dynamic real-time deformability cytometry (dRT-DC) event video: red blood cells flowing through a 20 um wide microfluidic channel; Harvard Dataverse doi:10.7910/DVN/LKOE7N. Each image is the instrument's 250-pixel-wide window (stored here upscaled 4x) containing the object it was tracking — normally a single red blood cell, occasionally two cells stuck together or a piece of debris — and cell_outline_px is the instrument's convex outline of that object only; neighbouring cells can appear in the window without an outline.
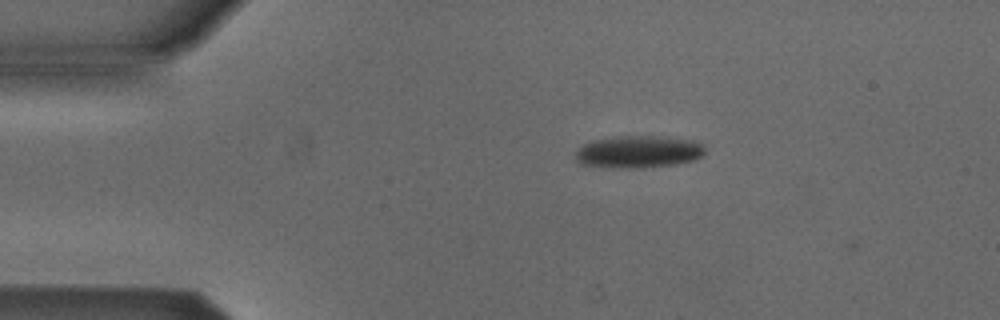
{"species": "Egyptian fruit bat (a non-hibernating species)", "species_latin": "Rousettus aegyptiacus", "temperature_condition": "cold", "stored_images_in_passage": 43, "camera_frame_rate_fps": 3000, "um_per_image_px": 0.085, "animal": {"sex": "male"}, "frame": {"image": 1, "passage_image": 2, "time_ms": 0.333, "image_size_px": [1000, 320], "cell_outline_px": [[704, 156], [692, 160], [676, 164], [644, 168], [604, 168], [580, 164], [576, 160], [576, 152], [584, 144], [592, 140], [616, 136], [664, 136], [696, 140], [704, 144]], "centroid_in_image_um": [54.29, 12.9], "position_along_channel_um": 30.7, "area_um2": 24.85}}
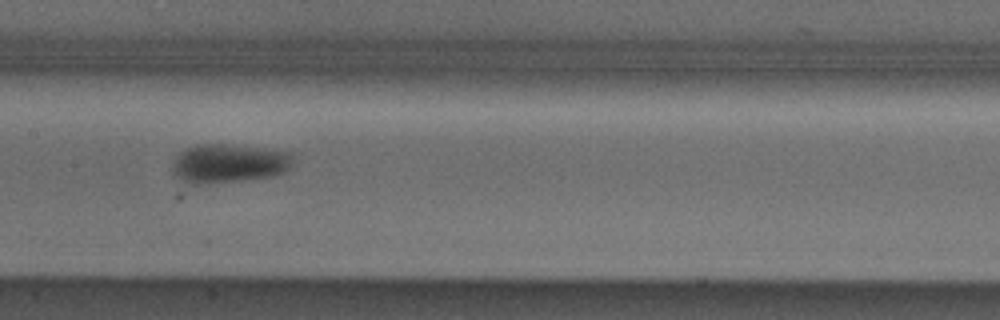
{"frame": {"image": 2, "passage_image": 18, "time_ms": 5.667, "image_size_px": [1000, 320], "cell_outline_px": [[296, 156], [292, 164], [284, 172], [272, 176], [244, 180], [200, 184], [188, 184], [172, 176], [172, 168], [176, 156], [180, 152], [196, 144], [224, 144], [296, 152]], "centroid_in_image_um": [19.46, 13.89], "position_along_channel_um": 187.9, "area_um2": 27.69}}
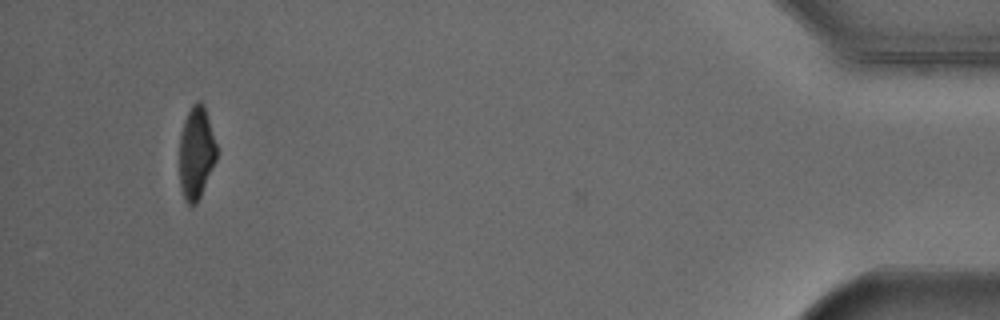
{"frame": {"image": 3, "passage_image": 42, "time_ms": 13.667, "image_size_px": [1000, 320], "cell_outline_px": [[216, 160], [200, 196], [196, 204], [188, 204], [184, 200], [180, 184], [180, 136], [184, 120], [192, 104], [196, 100], [200, 100], [204, 104], [216, 144]], "centroid_in_image_um": [16.67, 12.96], "position_along_channel_um": 418.5, "area_um2": 19.83}, "authors_computed_cell_mechanics": {"area_um2": 24.9696, "velocity_mm_per_s": 3.8651, "shape_relaxation_time_tau1_ms": 2.6987, "shape_relaxation_time_tau2_ms": 6.7154, "deformation_change_tau1": 0.1222, "deformation_change_tau2": 0.1173}}